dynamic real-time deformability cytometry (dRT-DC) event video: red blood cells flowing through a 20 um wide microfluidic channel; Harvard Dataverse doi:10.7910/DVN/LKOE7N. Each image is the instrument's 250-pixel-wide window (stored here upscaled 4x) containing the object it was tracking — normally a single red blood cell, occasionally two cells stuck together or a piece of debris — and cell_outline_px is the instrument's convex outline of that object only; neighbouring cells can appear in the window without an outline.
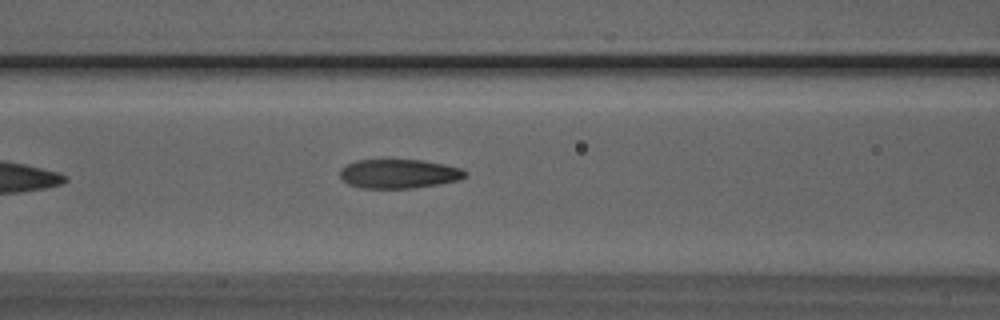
{"species": "Egyptian fruit bat (a non-hibernating species)", "species_latin": "Rousettus aegyptiacus", "temperature_condition": "room temperature", "stored_images_in_passage": 6, "camera_frame_rate_fps": 3000, "um_per_image_px": 0.085, "animal": {"sex": "male"}, "frame": {"image": 1, "passage_image": 6, "time_ms": 1.667, "image_size_px": [1000, 320], "cell_outline_px": [[468, 176], [460, 180], [440, 184], [412, 188], [360, 188], [348, 184], [340, 176], [340, 168], [356, 160], [420, 160], [444, 164], [460, 168], [468, 172]], "centroid_in_image_um": [33.93, 14.77], "position_along_channel_um": 132.7, "area_um2": 21.33}}